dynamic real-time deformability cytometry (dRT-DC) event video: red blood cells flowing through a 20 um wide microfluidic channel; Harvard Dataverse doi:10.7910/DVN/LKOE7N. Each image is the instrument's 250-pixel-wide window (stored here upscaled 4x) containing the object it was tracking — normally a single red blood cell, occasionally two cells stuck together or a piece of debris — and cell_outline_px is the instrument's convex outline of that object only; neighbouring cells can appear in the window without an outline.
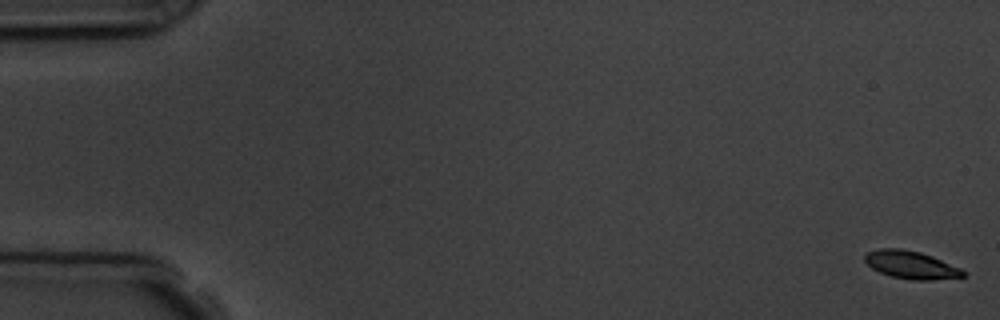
{"species": "common noctule bat (a hibernating species)", "species_latin": "Nyctalus noctula", "temperature_condition": "room temperature", "stored_images_in_passage": 10, "camera_frame_rate_fps": 3000, "um_per_image_px": 0.085, "animal": {"sex": "male", "body_mass_g": 19.5, "forearm_length_mm": 54.6}, "frame": {"image": 1, "passage_image": 1, "time_ms": 0.0, "image_size_px": [1000, 320], "cell_outline_px": [[964, 276], [928, 280], [916, 280], [892, 276], [880, 272], [872, 268], [864, 260], [864, 256], [868, 252], [880, 248], [900, 248], [920, 252], [932, 256], [960, 268], [964, 272]], "centroid_in_image_um": [77.4, 22.5], "position_along_channel_um": 7.6, "area_um2": 15.61}}
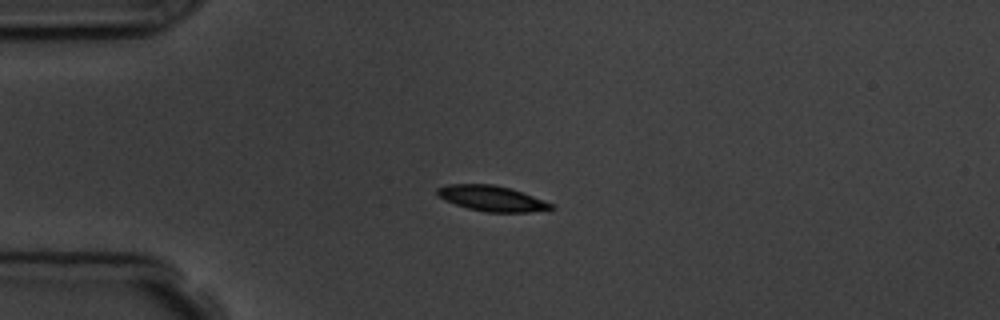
{"frame": {"image": 2, "passage_image": 4, "time_ms": 4.333, "image_size_px": [1000, 320], "cell_outline_px": [[556, 208], [528, 212], [484, 212], [468, 208], [444, 200], [436, 192], [436, 188], [448, 184], [492, 184], [508, 188], [544, 200], [552, 204]], "centroid_in_image_um": [41.78, 16.87], "position_along_channel_um": 43.2, "area_um2": 16.65}}
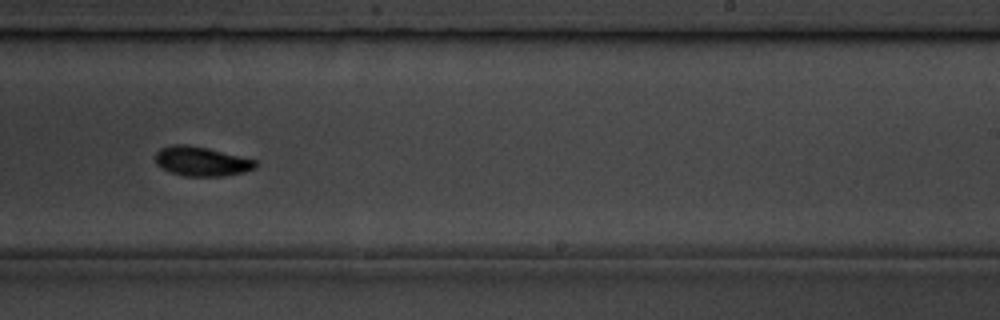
{"frame": {"image": 3, "passage_image": 10, "time_ms": 11.0, "image_size_px": [1000, 320], "cell_outline_px": [[256, 168], [244, 172], [224, 176], [184, 176], [172, 172], [156, 164], [156, 152], [160, 148], [172, 144], [184, 144], [208, 148], [256, 160]], "centroid_in_image_um": [17.13, 13.71], "position_along_channel_um": 271.9, "area_um2": 17.05}}